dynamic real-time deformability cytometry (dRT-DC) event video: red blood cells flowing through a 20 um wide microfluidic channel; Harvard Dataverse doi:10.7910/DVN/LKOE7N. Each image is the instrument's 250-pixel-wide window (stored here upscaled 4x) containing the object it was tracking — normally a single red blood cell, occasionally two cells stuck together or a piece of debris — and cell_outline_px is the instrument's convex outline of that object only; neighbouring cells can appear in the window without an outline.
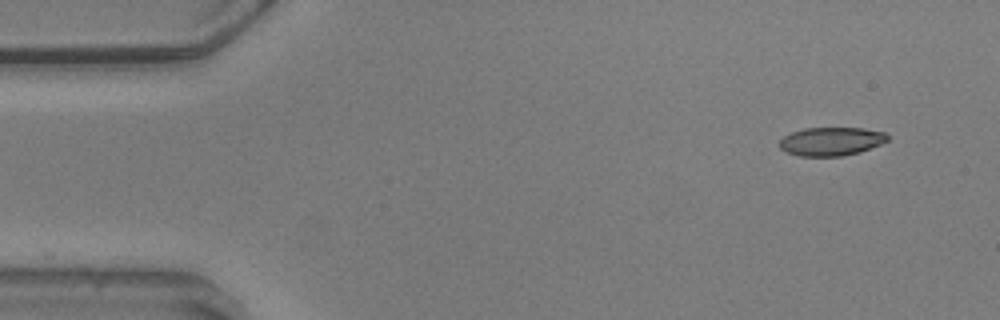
{"species": "common noctule bat (a hibernating species)", "species_latin": "Nyctalus noctula", "temperature_condition": "warm", "stored_images_in_passage": 53, "camera_frame_rate_fps": 3000, "um_per_image_px": 0.085, "animal": {"sex": "male", "body_mass_g": 20.5, "forearm_length_mm": 52.5}, "frame": {"image": 1, "passage_image": 1, "time_ms": 0.0, "image_size_px": [1000, 320], "cell_outline_px": [[888, 140], [880, 144], [860, 152], [840, 156], [800, 156], [788, 152], [780, 148], [780, 140], [784, 136], [792, 132], [804, 128], [864, 128], [884, 132], [888, 136]], "centroid_in_image_um": [70.66, 12.01], "position_along_channel_um": 14.3, "area_um2": 17.8}}
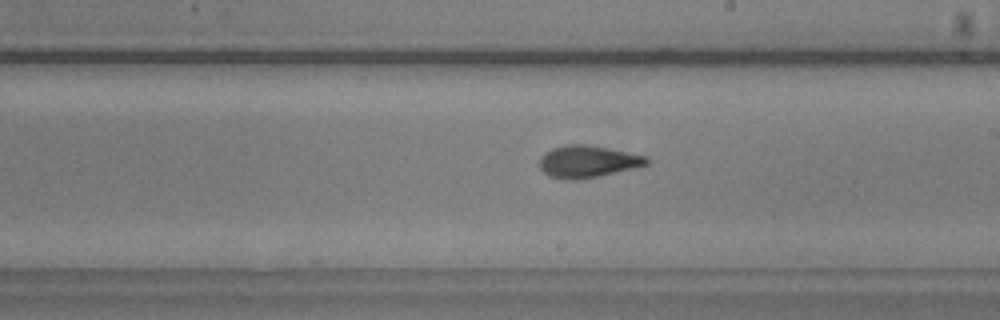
{"frame": {"image": 2, "passage_image": 28, "time_ms": 9.0, "image_size_px": [1000, 320], "cell_outline_px": [[648, 164], [636, 168], [576, 180], [564, 180], [548, 176], [540, 168], [540, 156], [544, 152], [552, 148], [568, 144], [584, 144], [648, 156]], "centroid_in_image_um": [49.92, 13.73], "position_along_channel_um": 239.1, "area_um2": 19.94}}
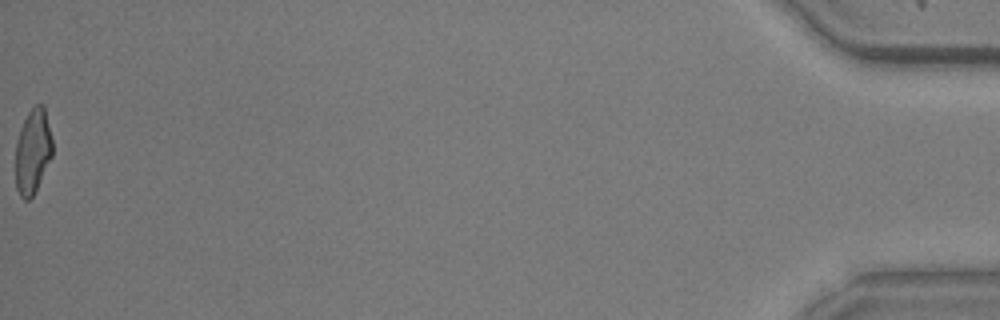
{"frame": {"image": 3, "passage_image": 53, "time_ms": 17.333, "image_size_px": [1000, 320], "cell_outline_px": [[52, 156], [36, 192], [28, 200], [24, 200], [20, 196], [16, 188], [16, 140], [20, 128], [28, 112], [36, 104], [44, 104], [52, 140]], "centroid_in_image_um": [2.79, 12.88], "position_along_channel_um": 432.4, "area_um2": 18.38}, "authors_computed_cell_mechanics": {"area_um2": 19.4208, "velocity_mm_per_s": 3.5976, "shape_relaxation_time_tau1_ms": null, "shape_relaxation_time_tau2_ms": 1.8316, "deformation_change_tau1": null, "deformation_change_tau2": 0.0866}}